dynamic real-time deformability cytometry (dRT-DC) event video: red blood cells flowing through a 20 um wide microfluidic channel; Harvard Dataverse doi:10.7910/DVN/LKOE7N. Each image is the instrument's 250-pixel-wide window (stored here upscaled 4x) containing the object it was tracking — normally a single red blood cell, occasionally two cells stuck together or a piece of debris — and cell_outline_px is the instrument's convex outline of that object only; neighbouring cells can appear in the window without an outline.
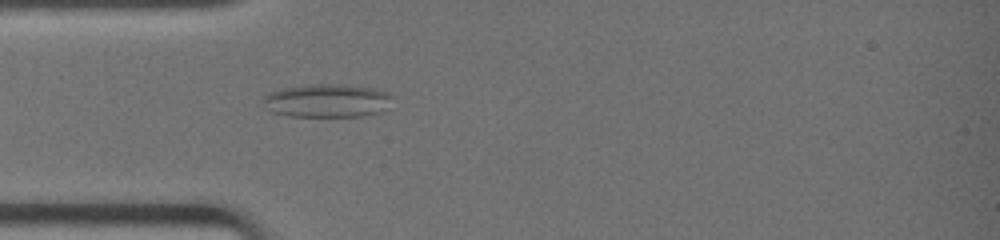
{"species": "common noctule bat (a hibernating species)", "species_latin": "Nyctalus noctula", "temperature_condition": "warm", "stored_images_in_passage": 30, "camera_frame_rate_fps": 3000, "um_per_image_px": 0.085, "animal": {"sex": "female", "body_mass_g": 19.0, "forearm_length_mm": 51.5}, "frame": {"image": 1, "passage_image": 1, "time_ms": 0.0, "image_size_px": [1000, 240], "cell_outline_px": [[392, 96], [380, 112], [364, 116], [288, 116], [272, 112], [264, 108], [260, 100], [268, 92], [280, 88], [304, 84], [344, 84], [376, 88], [388, 92]], "centroid_in_image_um": [27.7, 8.54], "position_along_channel_um": 57.3, "area_um2": 25.49}}
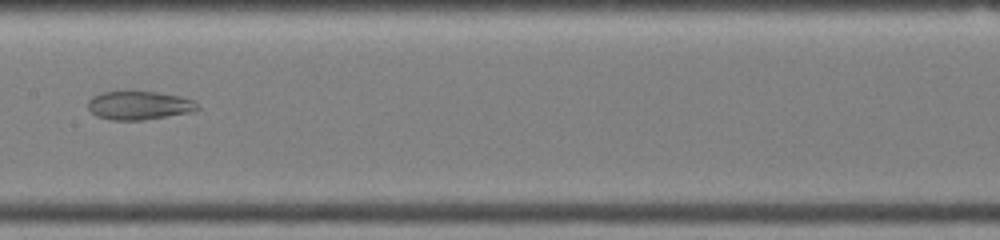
{"frame": {"image": 2, "passage_image": 10, "time_ms": 3.0, "image_size_px": [1000, 240], "cell_outline_px": [[200, 108], [188, 112], [144, 120], [112, 120], [96, 116], [88, 108], [88, 100], [92, 96], [100, 92], [156, 92], [180, 96], [196, 100]], "centroid_in_image_um": [11.81, 8.96], "position_along_channel_um": 195.6, "area_um2": 18.15}}
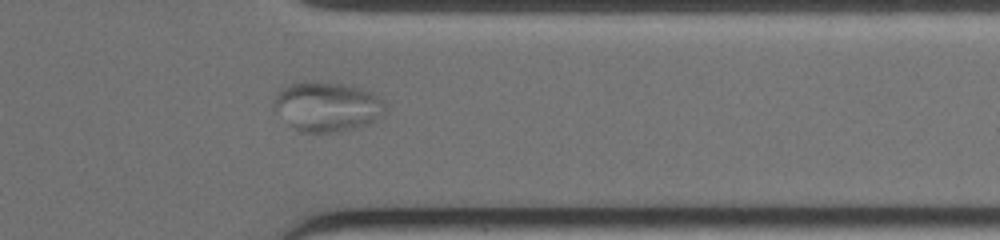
{"frame": {"image": 3, "passage_image": 22, "time_ms": 7.0, "image_size_px": [1000, 240], "cell_outline_px": [[388, 108], [376, 120], [368, 124], [356, 128], [336, 132], [300, 132], [288, 124], [276, 108], [272, 100], [280, 88], [288, 84], [304, 80], [308, 80], [348, 84], [372, 92], [380, 96], [388, 104]], "centroid_in_image_um": [27.84, 9.03], "position_along_channel_um": 383.6, "area_um2": 32.77}}